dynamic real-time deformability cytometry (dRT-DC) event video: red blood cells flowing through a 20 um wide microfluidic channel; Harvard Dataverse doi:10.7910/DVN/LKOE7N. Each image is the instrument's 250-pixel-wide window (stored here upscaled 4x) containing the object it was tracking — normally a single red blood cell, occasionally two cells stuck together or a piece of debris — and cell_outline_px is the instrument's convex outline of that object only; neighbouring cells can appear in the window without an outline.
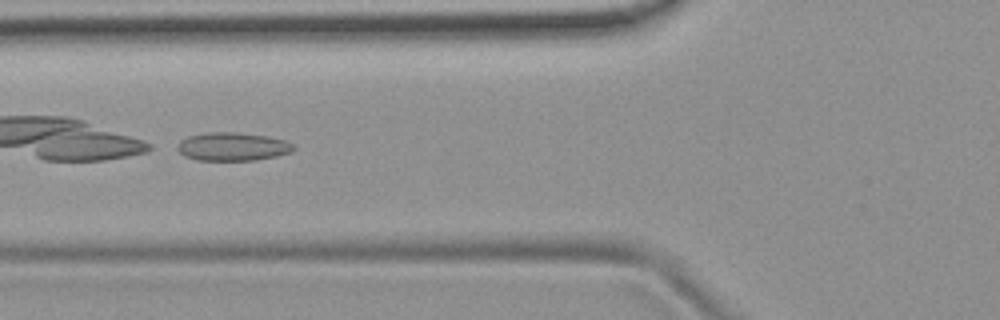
{"species": "common noctule bat (a hibernating species)", "species_latin": "Nyctalus noctula", "temperature_condition": "room temperature", "stored_images_in_passage": 12, "camera_frame_rate_fps": 3000, "um_per_image_px": 0.085, "animal": {"sex": "female", "body_mass_g": 19.9}, "frame": {"image": 1, "passage_image": 3, "time_ms": 0.667, "image_size_px": [1000, 320], "cell_outline_px": [[296, 148], [292, 152], [276, 156], [256, 160], [196, 160], [184, 156], [176, 148], [176, 144], [180, 140], [188, 136], [208, 132], [236, 132], [268, 136], [284, 140], [296, 144]], "centroid_in_image_um": [19.78, 12.46], "position_along_channel_um": 106.0, "area_um2": 19.42}}